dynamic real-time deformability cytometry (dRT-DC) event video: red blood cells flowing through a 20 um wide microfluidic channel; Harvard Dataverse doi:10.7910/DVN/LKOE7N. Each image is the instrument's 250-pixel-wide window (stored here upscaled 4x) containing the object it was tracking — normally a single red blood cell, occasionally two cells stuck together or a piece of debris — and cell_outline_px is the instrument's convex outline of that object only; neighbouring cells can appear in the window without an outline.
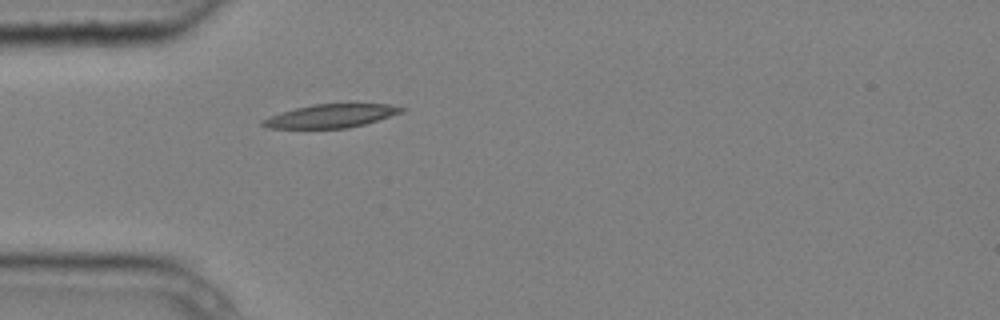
{"species": "common noctule bat (a hibernating species)", "species_latin": "Nyctalus noctula", "temperature_condition": "cold", "stored_images_in_passage": 1, "camera_frame_rate_fps": 3000, "um_per_image_px": 0.085, "animal": {"sex": "male", "body_mass_g": 20.4}, "frame": {"image": 1, "passage_image": 1, "time_ms": 0.0, "image_size_px": [1000, 320], "cell_outline_px": [[408, 108], [404, 112], [364, 124], [348, 128], [268, 128], [260, 124], [260, 120], [296, 108], [312, 104], [388, 104]], "centroid_in_image_um": [28.17, 9.85], "position_along_channel_um": 56.8, "area_um2": 18.79}}